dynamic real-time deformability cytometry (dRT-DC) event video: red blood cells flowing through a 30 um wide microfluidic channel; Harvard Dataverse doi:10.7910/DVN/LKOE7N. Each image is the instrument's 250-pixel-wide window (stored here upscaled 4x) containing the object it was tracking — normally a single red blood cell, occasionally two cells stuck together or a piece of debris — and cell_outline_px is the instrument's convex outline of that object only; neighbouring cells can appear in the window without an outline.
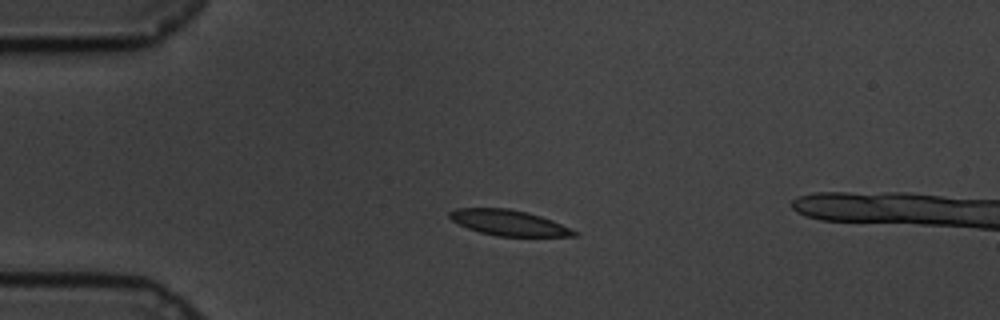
{"species": "common noctule bat (a hibernating species)", "species_latin": "Nyctalus noctula", "temperature_condition": "cold", "stored_images_in_passage": 50, "camera_frame_rate_fps": 3000, "um_per_image_px": 0.085, "animal": {"sex": "male", "body_mass_g": 19.5, "forearm_length_mm": 54.6}, "frame": {"image": 1, "passage_image": 3, "time_ms": 0.667, "image_size_px": [1000, 320], "cell_outline_px": [[580, 236], [496, 236], [480, 232], [468, 228], [452, 220], [448, 216], [448, 212], [456, 208], [508, 208], [528, 212], [552, 220], [580, 232]], "centroid_in_image_um": [43.27, 18.93], "position_along_channel_um": 41.7, "area_um2": 18.61}}
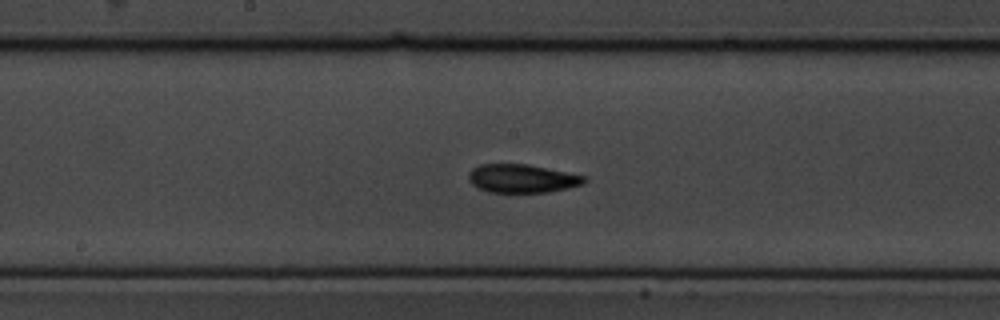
{"frame": {"image": 2, "passage_image": 20, "time_ms": 6.333, "image_size_px": [1000, 320], "cell_outline_px": [[588, 180], [584, 184], [568, 188], [548, 192], [488, 192], [476, 188], [468, 180], [468, 172], [472, 168], [480, 164], [528, 164], [588, 176]], "centroid_in_image_um": [44.38, 15.17], "position_along_channel_um": 203.8, "area_um2": 19.48}}
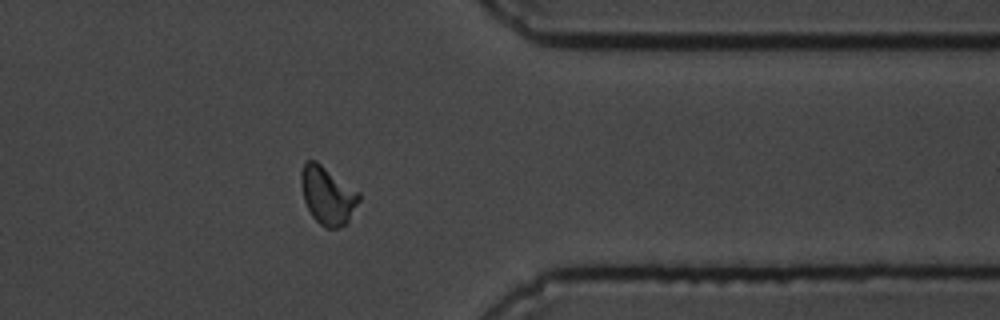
{"frame": {"image": 3, "passage_image": 37, "time_ms": 12.0, "image_size_px": [1000, 320], "cell_outline_px": [[360, 200], [348, 224], [340, 228], [324, 228], [312, 216], [304, 200], [300, 184], [300, 172], [304, 160], [316, 160], [360, 192]], "centroid_in_image_um": [27.85, 16.6], "position_along_channel_um": 383.6, "area_um2": 20.0}, "authors_computed_cell_mechanics": {"area_um2": 18.8717, "velocity_mm_per_s": 3.3478, "shape_relaxation_time_tau1_ms": 5.5258, "shape_relaxation_time_tau2_ms": 1.9681, "deformation_change_tau1": 0.1435, "deformation_change_tau2": 0.0568}}